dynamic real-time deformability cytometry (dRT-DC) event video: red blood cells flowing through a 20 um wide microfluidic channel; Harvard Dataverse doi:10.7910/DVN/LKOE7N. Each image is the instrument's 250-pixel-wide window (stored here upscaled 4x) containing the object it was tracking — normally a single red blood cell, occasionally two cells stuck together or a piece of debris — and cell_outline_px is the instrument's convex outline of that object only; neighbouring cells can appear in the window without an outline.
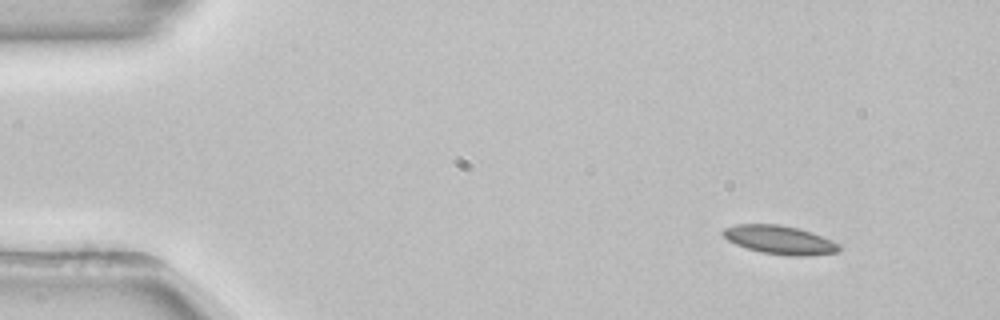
{"species": "common noctule bat (a hibernating species)", "species_latin": "Nyctalus noctula", "temperature_condition": "room temperature", "stored_images_in_passage": 53, "camera_frame_rate_fps": 3000, "um_per_image_px": 0.085, "animal": {"sex": "female", "body_mass_g": 22.7, "forearm_length_mm": 54.2}, "frame": {"image": 1, "passage_image": 5, "time_ms": 1.333, "image_size_px": [1000, 320], "cell_outline_px": [[840, 252], [808, 256], [788, 256], [760, 252], [736, 244], [728, 240], [720, 232], [724, 228], [736, 224], [780, 224], [800, 228], [812, 232], [840, 244]], "centroid_in_image_um": [66.29, 20.39], "position_along_channel_um": 18.7, "area_um2": 19.54}}
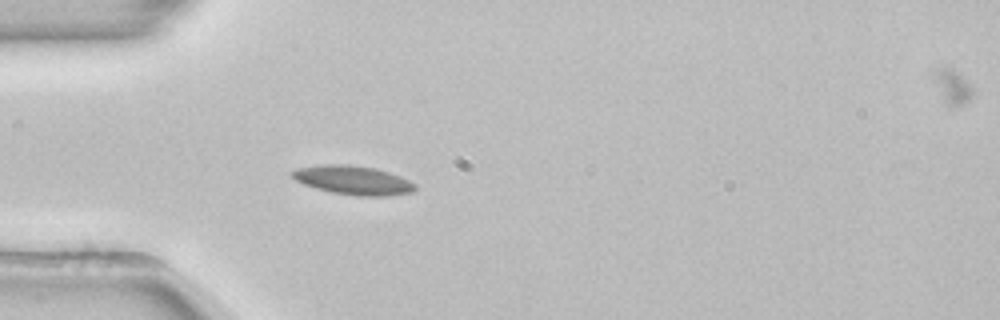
{"frame": {"image": 2, "passage_image": 15, "time_ms": 4.667, "image_size_px": [1000, 320], "cell_outline_px": [[416, 188], [412, 192], [384, 196], [356, 196], [332, 192], [316, 188], [304, 184], [296, 180], [288, 172], [296, 168], [320, 164], [348, 164], [372, 168], [388, 172], [400, 176], [416, 184]], "centroid_in_image_um": [29.98, 15.31], "position_along_channel_um": 55.0, "area_um2": 20.69}}
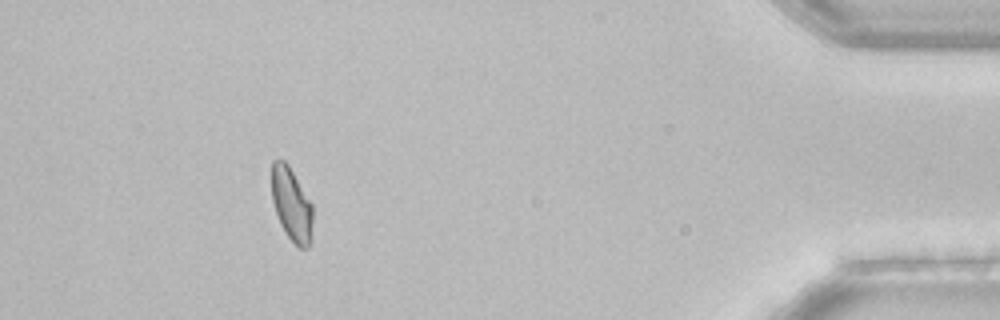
{"frame": {"image": 3, "passage_image": 48, "time_ms": 15.667, "image_size_px": [1000, 320], "cell_outline_px": [[312, 240], [308, 248], [300, 248], [284, 232], [280, 224], [272, 200], [272, 160], [284, 160], [288, 164], [312, 204]], "centroid_in_image_um": [24.79, 17.39], "position_along_channel_um": 410.4, "area_um2": 17.51}, "authors_computed_cell_mechanics": {"area_um2": 18.8428, "velocity_mm_per_s": 3.8413, "shape_relaxation_time_tau1_ms": 8.2229, "shape_relaxation_time_tau2_ms": 10.9783, "deformation_change_tau1": 0.1382, "deformation_change_tau2": 0.1618}}